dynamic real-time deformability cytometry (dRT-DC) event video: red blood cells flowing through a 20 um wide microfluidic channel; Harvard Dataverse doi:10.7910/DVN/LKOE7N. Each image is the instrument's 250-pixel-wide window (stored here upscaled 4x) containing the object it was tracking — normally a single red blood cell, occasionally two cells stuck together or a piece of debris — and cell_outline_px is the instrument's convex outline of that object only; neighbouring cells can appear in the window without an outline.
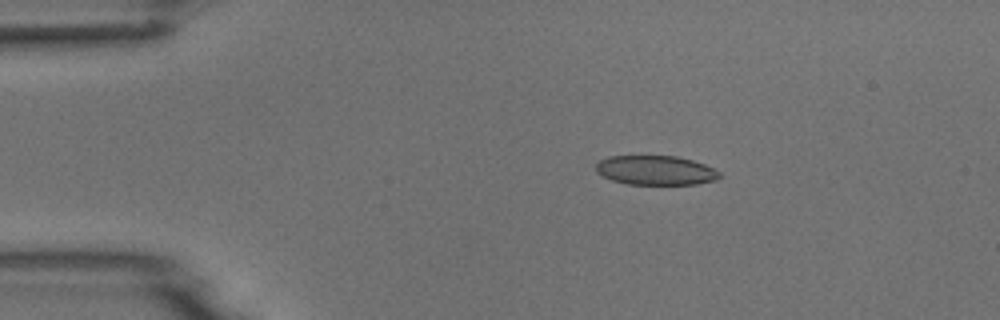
{"species": "common noctule bat (a hibernating species)", "species_latin": "Nyctalus noctula", "temperature_condition": "room temperature", "stored_images_in_passage": 7, "camera_frame_rate_fps": 3000, "um_per_image_px": 0.085, "animal": {"sex": "male", "body_mass_g": 18.8}, "frame": {"image": 1, "passage_image": 3, "time_ms": 2.333, "image_size_px": [1000, 320], "cell_outline_px": [[720, 176], [716, 180], [696, 184], [628, 184], [612, 180], [596, 172], [596, 164], [600, 160], [608, 156], [676, 156], [692, 160], [704, 164], [720, 172]], "centroid_in_image_um": [55.72, 14.47], "position_along_channel_um": 29.3, "area_um2": 21.04}}
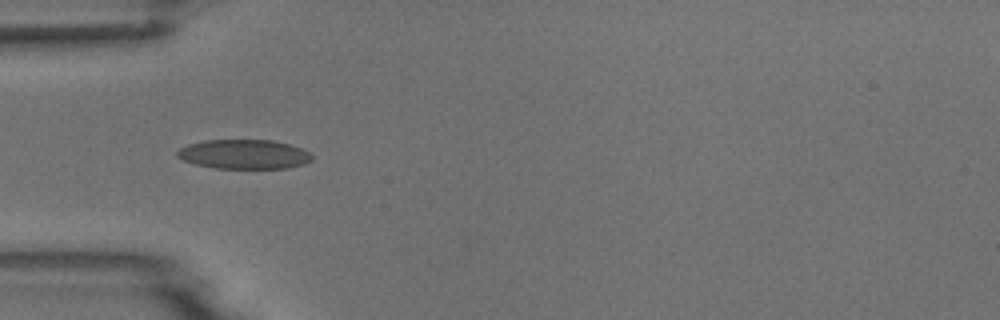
{"frame": {"image": 2, "passage_image": 5, "time_ms": 4.667, "image_size_px": [1000, 320], "cell_outline_px": [[312, 160], [304, 164], [288, 168], [212, 168], [196, 164], [184, 160], [176, 156], [176, 152], [180, 148], [188, 144], [204, 140], [272, 140], [304, 148], [312, 156]], "centroid_in_image_um": [20.75, 13.11], "position_along_channel_um": 64.3, "area_um2": 23.12}}